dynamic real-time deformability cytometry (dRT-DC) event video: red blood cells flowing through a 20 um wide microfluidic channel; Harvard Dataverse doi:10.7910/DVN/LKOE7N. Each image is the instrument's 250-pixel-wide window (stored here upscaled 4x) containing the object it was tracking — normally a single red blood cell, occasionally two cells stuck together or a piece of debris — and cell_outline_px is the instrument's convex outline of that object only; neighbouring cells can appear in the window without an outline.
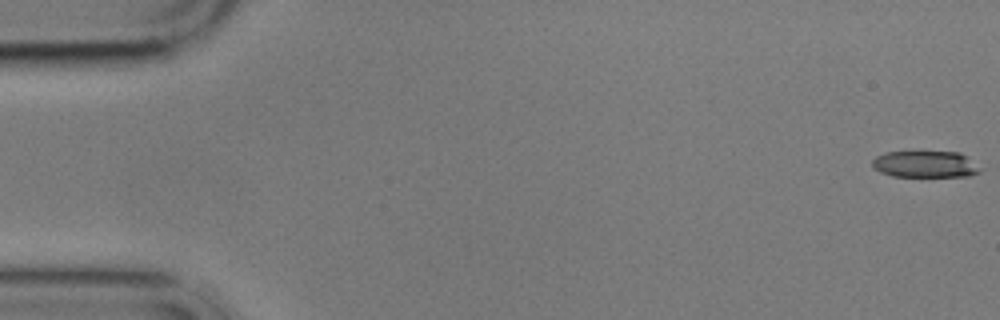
{"species": "common noctule bat (a hibernating species)", "species_latin": "Nyctalus noctula", "temperature_condition": "cold", "stored_images_in_passage": 10, "camera_frame_rate_fps": 3000, "um_per_image_px": 0.085, "animal": {"sex": "male", "body_mass_g": 17.9}, "frame": {"image": 1, "passage_image": 1, "time_ms": 0.0, "image_size_px": [1000, 320], "cell_outline_px": [[980, 172], [968, 176], [892, 176], [880, 172], [872, 168], [872, 160], [876, 156], [884, 152], [920, 148], [960, 152], [980, 168]], "centroid_in_image_um": [78.57, 13.89], "position_along_channel_um": 6.4, "area_um2": 17.69}}
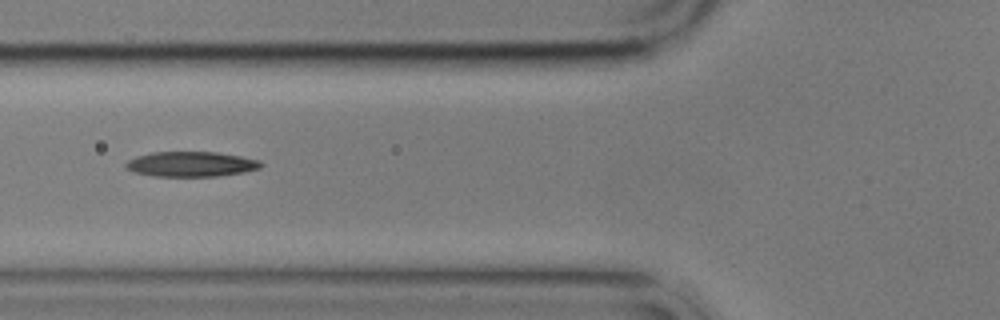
{"frame": {"image": 2, "passage_image": 7, "time_ms": 7.0, "image_size_px": [1000, 320], "cell_outline_px": [[264, 164], [260, 168], [244, 172], [216, 176], [152, 176], [136, 172], [128, 168], [124, 164], [128, 160], [136, 156], [152, 152], [216, 152], [240, 156], [260, 160]], "centroid_in_image_um": [16.26, 13.94], "position_along_channel_um": 109.5, "area_um2": 19.65}}
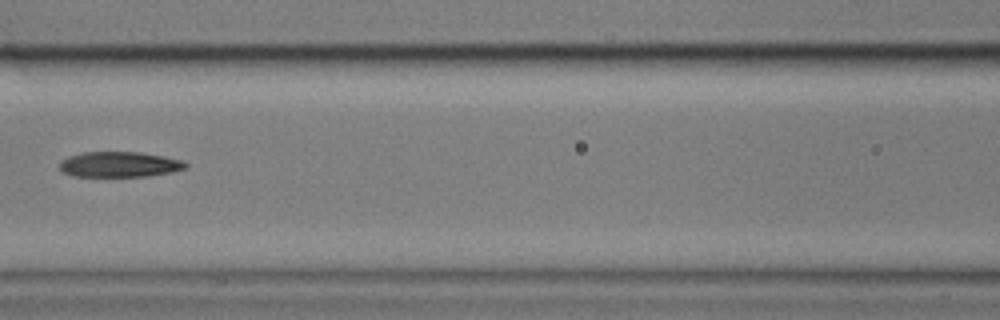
{"frame": {"image": 3, "passage_image": 8, "time_ms": 8.333, "image_size_px": [1000, 320], "cell_outline_px": [[188, 168], [172, 172], [148, 176], [72, 176], [64, 172], [60, 168], [60, 160], [68, 156], [84, 152], [140, 152], [164, 156], [184, 160], [188, 164]], "centroid_in_image_um": [10.19, 13.97], "position_along_channel_um": 156.4, "area_um2": 18.79}}